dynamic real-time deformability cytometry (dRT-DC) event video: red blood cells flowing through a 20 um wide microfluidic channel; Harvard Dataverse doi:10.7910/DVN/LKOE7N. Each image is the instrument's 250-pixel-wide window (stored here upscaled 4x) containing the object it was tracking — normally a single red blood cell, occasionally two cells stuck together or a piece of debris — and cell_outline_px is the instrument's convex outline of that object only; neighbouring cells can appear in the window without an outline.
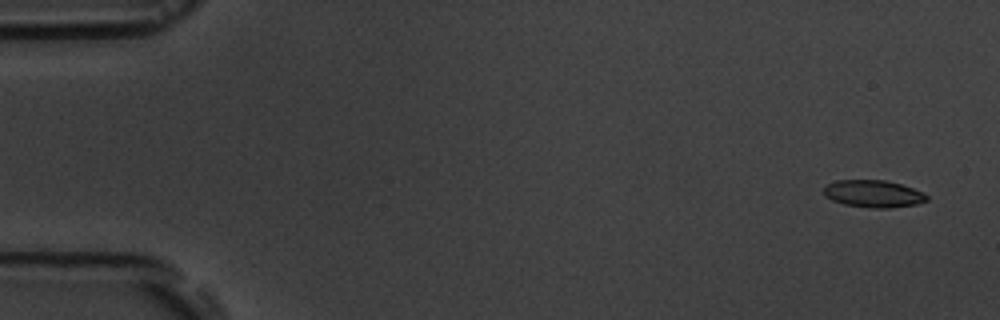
{"species": "common noctule bat (a hibernating species)", "species_latin": "Nyctalus noctula", "temperature_condition": "room temperature", "stored_images_in_passage": 5, "camera_frame_rate_fps": 3000, "um_per_image_px": 0.085, "animal": {"sex": "male", "body_mass_g": 19.5, "forearm_length_mm": 54.6}, "frame": {"image": 1, "passage_image": 1, "time_ms": 0.0, "image_size_px": [1000, 320], "cell_outline_px": [[928, 200], [916, 204], [888, 208], [872, 208], [844, 204], [832, 200], [824, 196], [824, 188], [828, 184], [836, 180], [884, 180], [900, 184], [912, 188], [928, 196]], "centroid_in_image_um": [74.21, 16.47], "position_along_channel_um": 10.8, "area_um2": 16.18}}
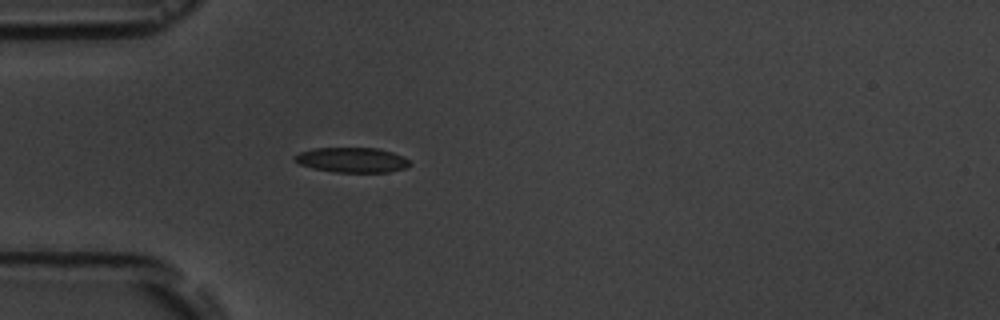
{"frame": {"image": 2, "passage_image": 5, "time_ms": 4.667, "image_size_px": [1000, 320], "cell_outline_px": [[412, 164], [404, 168], [388, 172], [336, 172], [312, 168], [300, 164], [292, 156], [300, 152], [312, 148], [376, 148], [392, 152], [404, 156]], "centroid_in_image_um": [29.92, 13.59], "position_along_channel_um": 55.1, "area_um2": 16.7}}